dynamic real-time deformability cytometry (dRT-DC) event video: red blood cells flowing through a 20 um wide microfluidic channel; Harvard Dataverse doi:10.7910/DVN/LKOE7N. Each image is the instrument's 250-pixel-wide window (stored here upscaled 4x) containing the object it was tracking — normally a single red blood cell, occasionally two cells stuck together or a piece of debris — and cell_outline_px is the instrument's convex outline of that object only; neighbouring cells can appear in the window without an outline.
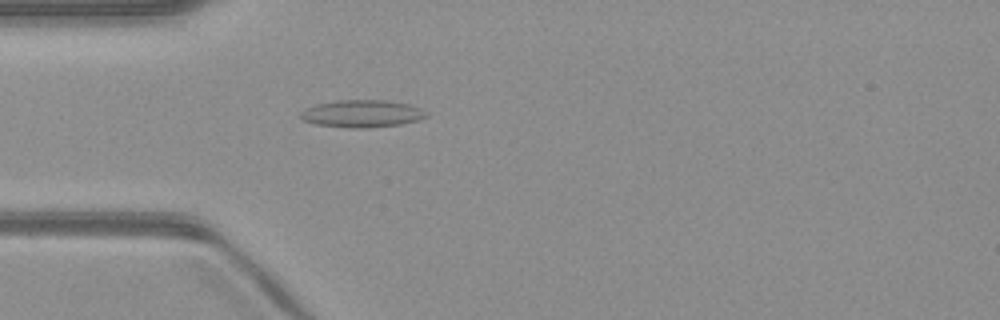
{"species": "common noctule bat (a hibernating species)", "species_latin": "Nyctalus noctula", "temperature_condition": "warm", "stored_images_in_passage": 49, "camera_frame_rate_fps": 3000, "um_per_image_px": 0.085, "animal": {"sex": "male", "body_mass_g": 23.1, "forearm_length_mm": 52.7}, "frame": {"image": 1, "passage_image": 13, "time_ms": 4.0, "image_size_px": [1000, 320], "cell_outline_px": [[428, 116], [420, 120], [400, 124], [368, 128], [352, 128], [316, 124], [304, 120], [300, 116], [300, 112], [316, 104], [336, 100], [388, 100], [408, 104], [420, 108], [428, 112]], "centroid_in_image_um": [30.82, 9.66], "position_along_channel_um": 54.2, "area_um2": 20.06}}
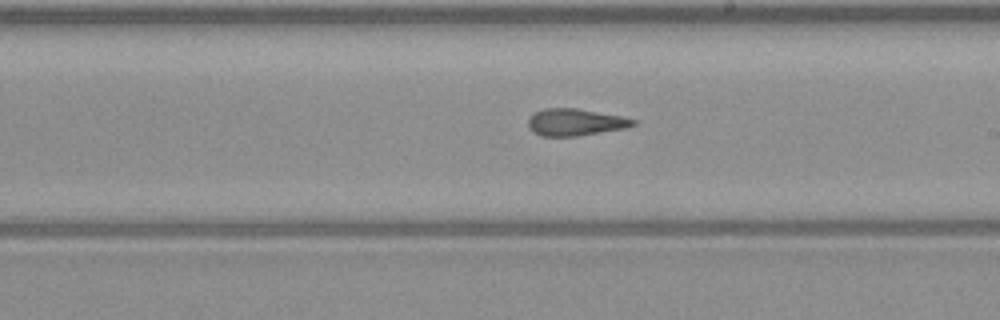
{"frame": {"image": 2, "passage_image": 27, "time_ms": 8.667, "image_size_px": [1000, 320], "cell_outline_px": [[636, 124], [628, 128], [576, 136], [540, 136], [532, 132], [528, 128], [528, 116], [544, 108], [576, 108], [624, 116], [636, 120]], "centroid_in_image_um": [48.9, 10.39], "position_along_channel_um": 240.1, "area_um2": 16.76}}
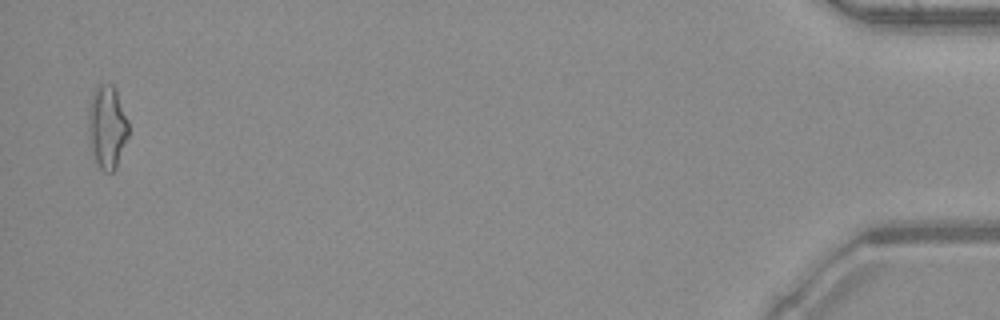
{"frame": {"image": 3, "passage_image": 48, "time_ms": 15.667, "image_size_px": [1000, 320], "cell_outline_px": [[128, 136], [116, 168], [112, 172], [104, 172], [100, 168], [96, 160], [92, 148], [88, 132], [88, 124], [92, 96], [96, 88], [100, 84], [112, 84], [116, 92], [128, 120]], "centroid_in_image_um": [9.12, 10.82], "position_along_channel_um": 426.1, "area_um2": 18.84}, "authors_computed_cell_mechanics": {"area_um2": 17.2822, "velocity_mm_per_s": 4.0637, "shape_relaxation_time_tau1_ms": null, "shape_relaxation_time_tau2_ms": 4.6437, "deformation_change_tau1": null, "deformation_change_tau2": 0.1418}}